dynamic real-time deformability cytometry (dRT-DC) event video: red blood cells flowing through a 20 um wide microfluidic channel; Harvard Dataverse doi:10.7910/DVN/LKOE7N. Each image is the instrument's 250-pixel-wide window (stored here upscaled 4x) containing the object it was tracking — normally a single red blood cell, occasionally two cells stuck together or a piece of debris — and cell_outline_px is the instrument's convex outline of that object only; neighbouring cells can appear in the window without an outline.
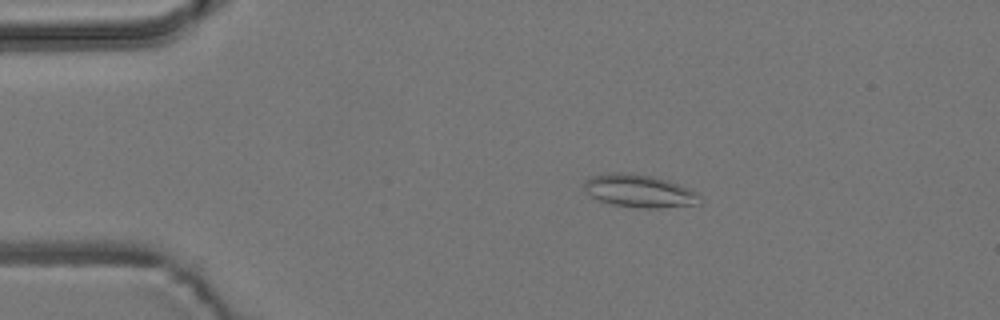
{"species": "common noctule bat (a hibernating species)", "species_latin": "Nyctalus noctula", "temperature_condition": "room temperature", "stored_images_in_passage": 4, "camera_frame_rate_fps": 3000, "um_per_image_px": 0.085, "animal": {"sex": "male", "body_mass_g": 19.2, "forearm_length_mm": 51.8}, "frame": {"image": 1, "passage_image": 3, "time_ms": 2.333, "image_size_px": [1000, 320], "cell_outline_px": [[700, 204], [660, 208], [644, 208], [612, 204], [600, 200], [592, 196], [584, 188], [584, 180], [592, 176], [608, 172], [632, 172], [652, 176], [668, 180], [688, 188], [696, 192], [700, 196]], "centroid_in_image_um": [54.35, 16.21], "position_along_channel_um": 30.7, "area_um2": 22.14}}